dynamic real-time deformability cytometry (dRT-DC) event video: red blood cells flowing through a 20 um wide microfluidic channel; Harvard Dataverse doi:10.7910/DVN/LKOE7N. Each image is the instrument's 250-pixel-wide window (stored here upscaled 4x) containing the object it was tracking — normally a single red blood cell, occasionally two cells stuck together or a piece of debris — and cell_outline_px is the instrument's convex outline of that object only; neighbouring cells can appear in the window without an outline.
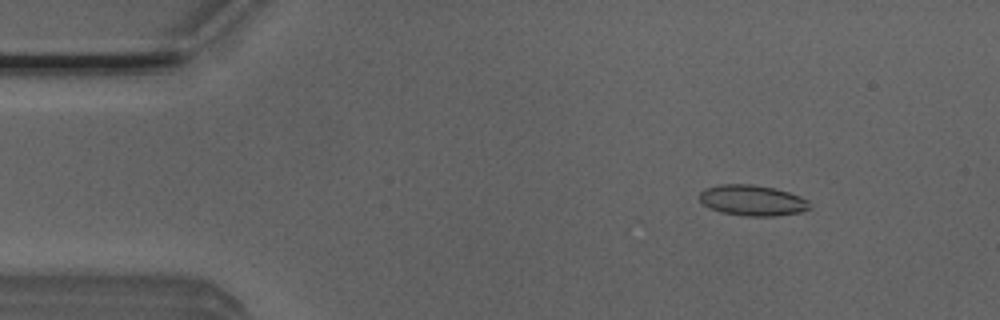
{"species": "Egyptian fruit bat (a non-hibernating species)", "species_latin": "Rousettus aegyptiacus", "temperature_condition": "room temperature", "stored_images_in_passage": 9, "camera_frame_rate_fps": 3000, "um_per_image_px": 0.085, "animal": {"sex": "male"}, "frame": {"image": 1, "passage_image": 4, "time_ms": 1.0, "image_size_px": [1000, 320], "cell_outline_px": [[808, 208], [800, 212], [776, 216], [748, 216], [724, 212], [708, 208], [700, 200], [700, 192], [704, 188], [720, 184], [752, 184], [776, 188], [800, 196], [808, 200]], "centroid_in_image_um": [63.93, 17.02], "position_along_channel_um": 21.1, "area_um2": 19.59}}